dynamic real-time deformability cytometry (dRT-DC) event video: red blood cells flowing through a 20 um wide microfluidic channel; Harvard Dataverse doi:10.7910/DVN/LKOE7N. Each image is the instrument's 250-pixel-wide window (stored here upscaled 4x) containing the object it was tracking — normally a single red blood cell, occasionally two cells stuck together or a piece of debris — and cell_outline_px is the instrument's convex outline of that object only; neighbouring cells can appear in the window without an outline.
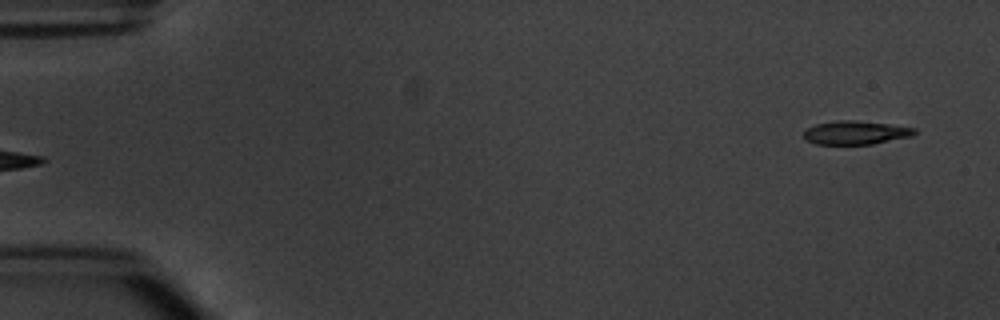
{"species": "common noctule bat (a hibernating species)", "species_latin": "Nyctalus noctula", "temperature_condition": "warm", "stored_images_in_passage": 5, "camera_frame_rate_fps": 3000, "um_per_image_px": 0.085, "animal": {"sex": "male", "body_mass_g": 20.1, "forearm_length_mm": 53.5}, "frame": {"image": 1, "passage_image": 5, "time_ms": 4.667, "image_size_px": [1000, 320], "cell_outline_px": [[916, 132], [912, 136], [872, 144], [816, 144], [804, 140], [804, 132], [808, 128], [816, 124], [836, 120], [856, 120], [888, 124], [916, 128]], "centroid_in_image_um": [72.71, 11.27], "position_along_channel_um": 12.3, "area_um2": 15.2}}